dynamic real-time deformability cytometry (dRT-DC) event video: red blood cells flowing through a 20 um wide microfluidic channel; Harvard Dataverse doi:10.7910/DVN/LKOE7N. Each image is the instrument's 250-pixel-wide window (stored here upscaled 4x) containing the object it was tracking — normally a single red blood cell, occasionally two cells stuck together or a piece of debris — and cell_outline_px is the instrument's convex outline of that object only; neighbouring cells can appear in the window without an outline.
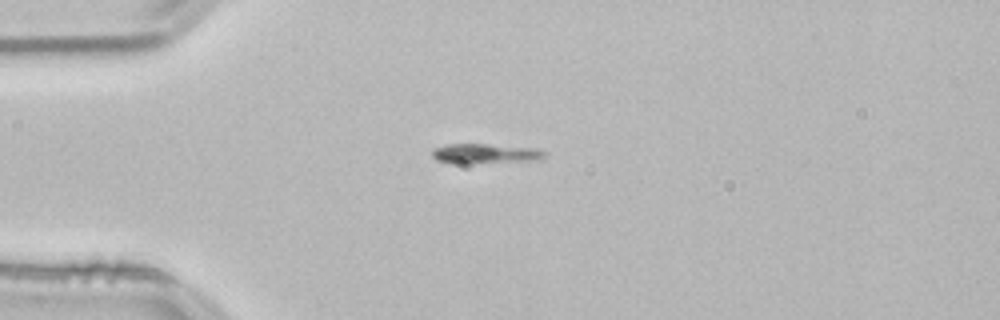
{"species": "common noctule bat (a hibernating species)", "species_latin": "Nyctalus noctula", "temperature_condition": "room temperature", "stored_images_in_passage": 43, "camera_frame_rate_fps": 3000, "um_per_image_px": 0.085, "animal": {"sex": "male", "body_mass_g": 21.5, "forearm_length_mm": 52.0}, "frame": {"image": 1, "passage_image": 1, "time_ms": 0.0, "image_size_px": [1000, 320], "cell_outline_px": [[548, 152], [544, 156], [536, 160], [464, 164], [460, 164], [436, 160], [432, 156], [432, 148], [448, 144], [488, 144], [536, 148]], "centroid_in_image_um": [41.22, 13.05], "position_along_channel_um": 43.8, "area_um2": 13.12}}
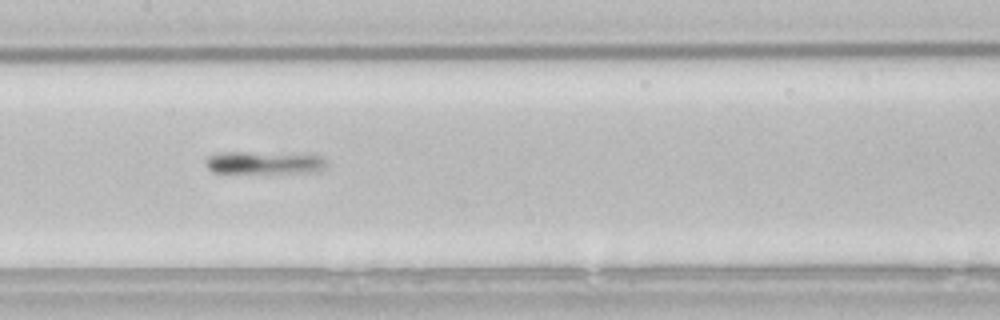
{"frame": {"image": 2, "passage_image": 14, "time_ms": 4.333, "image_size_px": [1000, 320], "cell_outline_px": [[328, 168], [320, 172], [212, 172], [204, 164], [204, 160], [208, 156], [220, 152], [304, 152], [324, 156], [328, 160]], "centroid_in_image_um": [22.62, 13.79], "position_along_channel_um": 184.8, "area_um2": 16.76}}
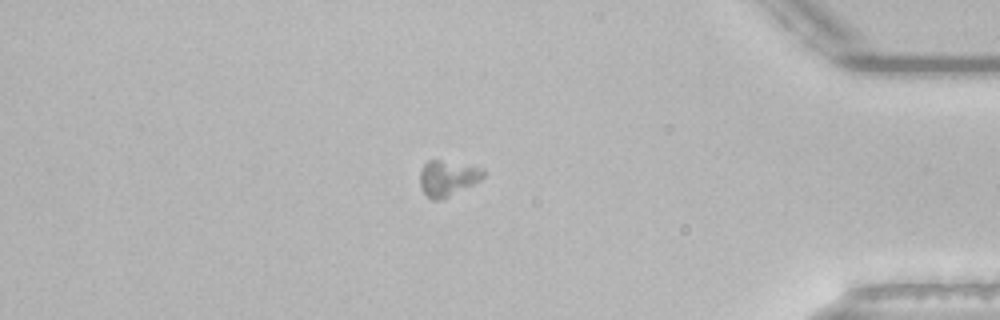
{"frame": {"image": 3, "passage_image": 34, "time_ms": 11.0, "image_size_px": [1000, 320], "cell_outline_px": [[484, 176], [480, 180], [444, 200], [432, 200], [420, 188], [420, 172], [424, 164], [428, 160], [440, 160], [484, 168]], "centroid_in_image_um": [38.04, 15.16], "position_along_channel_um": 397.2, "area_um2": 13.18}, "authors_computed_cell_mechanics": {"area_um2": 13.872, "velocity_mm_per_s": 3.7155, "shape_relaxation_time_tau1_ms": 0.562, "shape_relaxation_time_tau2_ms": null, "deformation_change_tau1": 0.0908, "deformation_change_tau2": null}}